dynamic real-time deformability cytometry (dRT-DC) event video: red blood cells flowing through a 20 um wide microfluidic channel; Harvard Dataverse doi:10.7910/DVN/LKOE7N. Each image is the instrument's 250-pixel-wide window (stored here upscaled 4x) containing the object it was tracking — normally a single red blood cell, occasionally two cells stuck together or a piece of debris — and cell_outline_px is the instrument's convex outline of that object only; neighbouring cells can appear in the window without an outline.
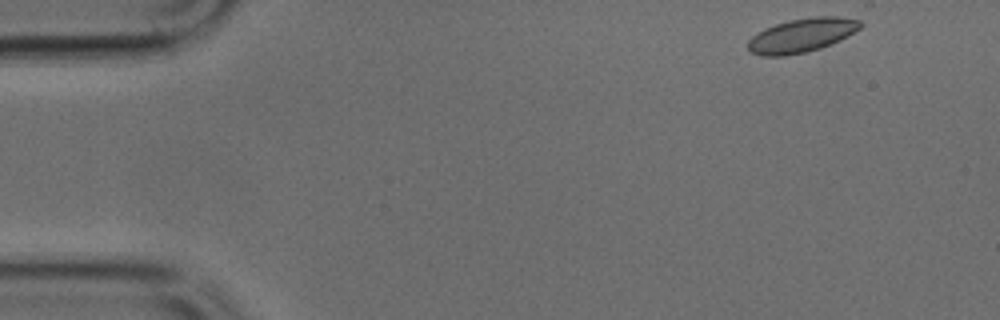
{"species": "common noctule bat (a hibernating species)", "species_latin": "Nyctalus noctula", "temperature_condition": "cold", "stored_images_in_passage": 26, "camera_frame_rate_fps": 3000, "um_per_image_px": 0.085, "animal": {"sex": "male", "body_mass_g": 17.9, "forearm_length_mm": 54.2}, "frame": {"image": 1, "passage_image": 1, "time_ms": 0.0, "image_size_px": [1000, 320], "cell_outline_px": [[864, 24], [860, 28], [848, 36], [840, 40], [820, 48], [804, 52], [784, 56], [764, 56], [752, 52], [748, 48], [748, 40], [752, 36], [764, 28], [788, 20], [812, 16], [860, 16]], "centroid_in_image_um": [68.24, 2.96], "position_along_channel_um": 16.8, "area_um2": 22.6}}
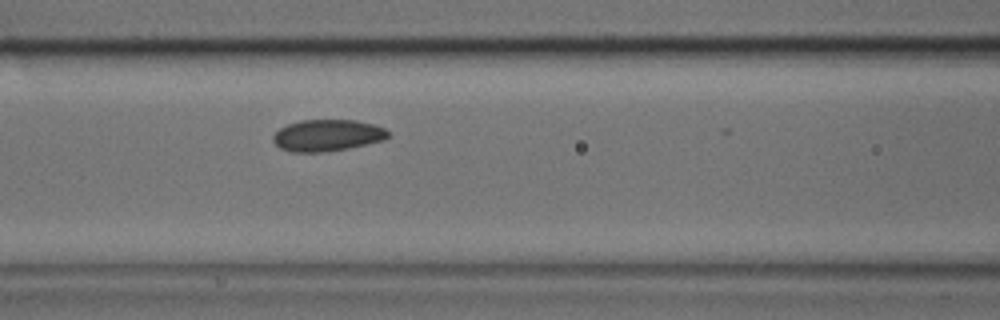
{"frame": {"image": 2, "passage_image": 17, "time_ms": 5.333, "image_size_px": [1000, 320], "cell_outline_px": [[392, 132], [384, 140], [368, 144], [328, 152], [292, 152], [280, 148], [272, 140], [272, 136], [280, 128], [288, 124], [300, 120], [356, 120], [372, 124], [384, 128]], "centroid_in_image_um": [27.83, 11.51], "position_along_channel_um": 138.8, "area_um2": 21.33}}
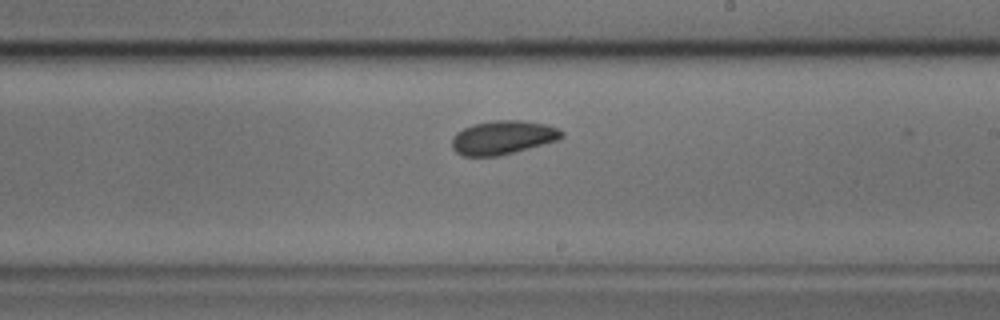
{"frame": {"image": 3, "passage_image": 25, "time_ms": 8.0, "image_size_px": [1000, 320], "cell_outline_px": [[564, 136], [556, 140], [528, 148], [496, 156], [464, 156], [456, 152], [452, 148], [452, 140], [456, 132], [472, 124], [496, 120], [520, 120], [544, 124], [556, 128], [564, 132]], "centroid_in_image_um": [42.7, 11.68], "position_along_channel_um": 246.3, "area_um2": 21.27}}